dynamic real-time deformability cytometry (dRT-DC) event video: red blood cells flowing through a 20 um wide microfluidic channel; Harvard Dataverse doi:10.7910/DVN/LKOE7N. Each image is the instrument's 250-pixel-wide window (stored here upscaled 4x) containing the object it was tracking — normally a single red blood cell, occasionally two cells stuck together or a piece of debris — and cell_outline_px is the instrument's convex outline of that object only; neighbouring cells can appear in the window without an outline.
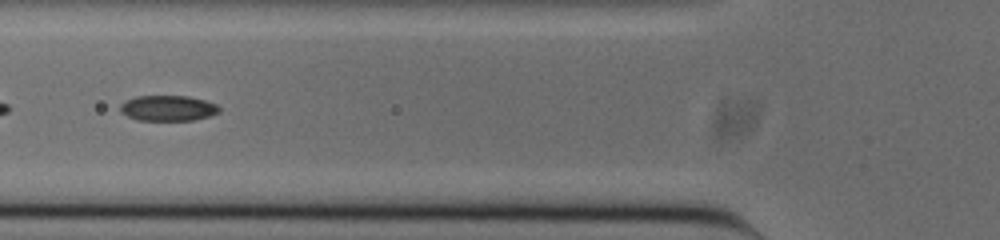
{"species": "common noctule bat (a hibernating species)", "species_latin": "Nyctalus noctula", "temperature_condition": "cold", "stored_images_in_passage": 53, "camera_frame_rate_fps": 3000, "um_per_image_px": 0.085, "animal": {"sex": "male", "body_mass_g": 20.0, "forearm_length_mm": 53.3}, "frame": {"image": 1, "passage_image": 19, "time_ms": 6.0, "image_size_px": [1000, 240], "cell_outline_px": [[220, 112], [208, 116], [192, 120], [136, 120], [120, 112], [120, 104], [124, 100], [136, 96], [188, 96], [204, 100], [216, 104], [220, 108]], "centroid_in_image_um": [14.24, 9.19], "position_along_channel_um": 111.6, "area_um2": 14.74}}
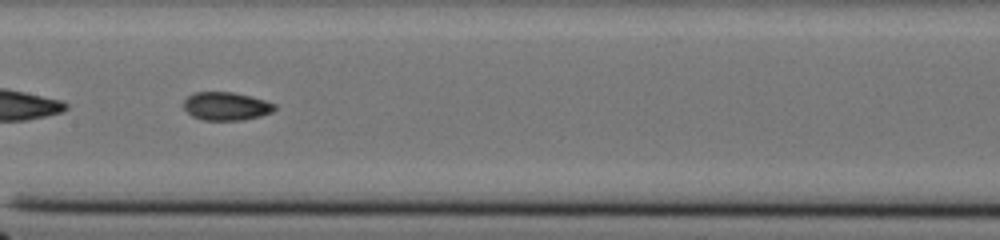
{"frame": {"image": 2, "passage_image": 25, "time_ms": 8.0, "image_size_px": [1000, 240], "cell_outline_px": [[276, 108], [272, 112], [260, 116], [244, 120], [204, 120], [192, 116], [184, 108], [184, 100], [188, 96], [196, 92], [232, 92], [264, 100], [276, 104]], "centroid_in_image_um": [19.23, 9.03], "position_along_channel_um": 188.2, "area_um2": 14.85}}
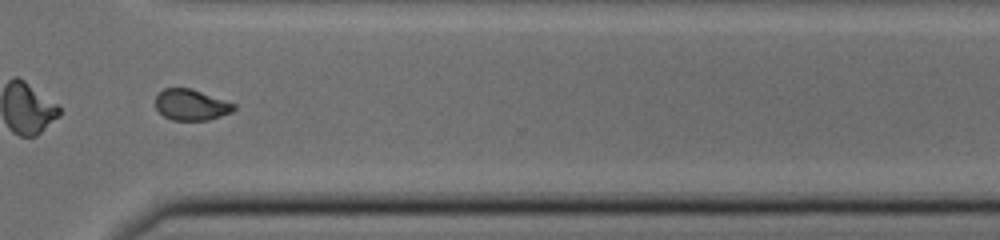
{"frame": {"image": 3, "passage_image": 38, "time_ms": 12.333, "image_size_px": [1000, 240], "cell_outline_px": [[236, 108], [232, 112], [208, 120], [172, 120], [164, 116], [156, 108], [156, 96], [164, 88], [192, 88], [236, 104]], "centroid_in_image_um": [16.26, 8.9], "position_along_channel_um": 354.3, "area_um2": 14.16}, "authors_computed_cell_mechanics": {"area_um2": 15.028, "velocity_mm_per_s": 3.8354, "shape_relaxation_time_tau1_ms": 6.6254, "shape_relaxation_time_tau2_ms": 2.6889, "deformation_change_tau1": 0.1796, "deformation_change_tau2": 0.0505}}